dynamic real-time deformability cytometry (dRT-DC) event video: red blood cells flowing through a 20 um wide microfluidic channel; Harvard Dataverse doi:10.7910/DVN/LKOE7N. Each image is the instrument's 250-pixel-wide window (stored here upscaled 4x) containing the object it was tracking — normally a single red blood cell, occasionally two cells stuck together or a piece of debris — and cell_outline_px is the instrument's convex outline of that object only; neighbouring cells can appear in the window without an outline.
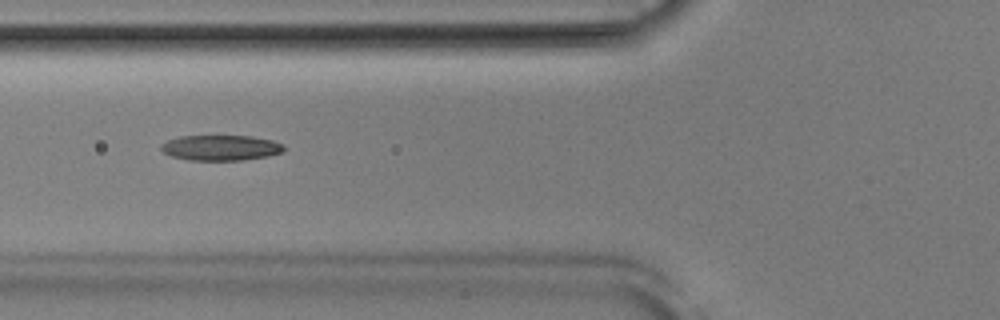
{"species": "Egyptian fruit bat (a non-hibernating species)", "species_latin": "Rousettus aegyptiacus", "temperature_condition": "room temperature", "stored_images_in_passage": 52, "camera_frame_rate_fps": 3000, "um_per_image_px": 0.085, "animal": {"sex": "male"}, "frame": {"image": 1, "passage_image": 20, "time_ms": 6.333, "image_size_px": [1000, 320], "cell_outline_px": [[284, 152], [268, 156], [244, 160], [188, 160], [172, 156], [164, 152], [160, 148], [160, 144], [168, 140], [180, 136], [252, 136], [272, 140], [284, 144]], "centroid_in_image_um": [18.79, 12.56], "position_along_channel_um": 107.0, "area_um2": 18.26}}
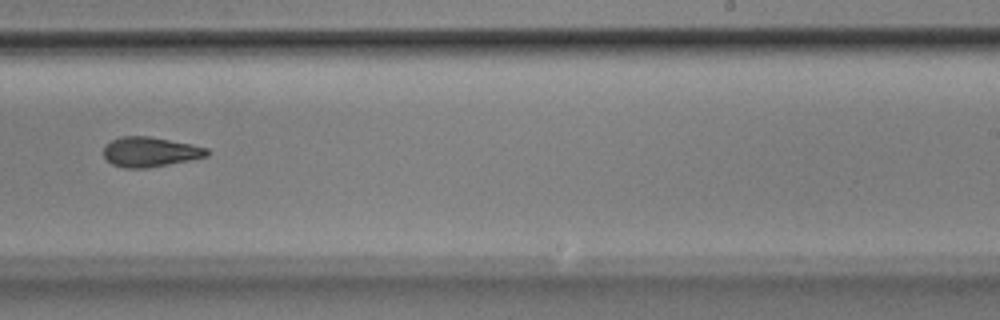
{"frame": {"image": 2, "passage_image": 33, "time_ms": 10.667, "image_size_px": [1000, 320], "cell_outline_px": [[208, 156], [148, 168], [124, 168], [112, 164], [104, 156], [104, 144], [120, 136], [148, 136], [192, 144], [208, 148]], "centroid_in_image_um": [12.73, 12.9], "position_along_channel_um": 276.3, "area_um2": 17.92}}
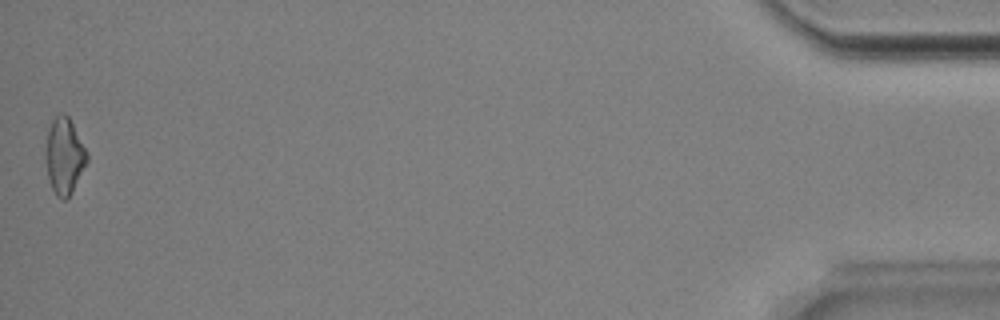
{"frame": {"image": 3, "passage_image": 52, "time_ms": 17.0, "image_size_px": [1000, 320], "cell_outline_px": [[88, 160], [72, 192], [64, 200], [60, 200], [56, 196], [52, 188], [48, 176], [44, 160], [44, 156], [48, 128], [52, 120], [60, 112], [68, 116], [88, 152]], "centroid_in_image_um": [5.45, 13.26], "position_along_channel_um": 429.8, "area_um2": 18.5}, "authors_computed_cell_mechanics": {"area_um2": 18.207, "velocity_mm_per_s": 3.9109, "shape_relaxation_time_tau1_ms": 8.5318, "shape_relaxation_time_tau2_ms": 5.2641, "deformation_change_tau1": 0.2283, "deformation_change_tau2": 0.1509}}